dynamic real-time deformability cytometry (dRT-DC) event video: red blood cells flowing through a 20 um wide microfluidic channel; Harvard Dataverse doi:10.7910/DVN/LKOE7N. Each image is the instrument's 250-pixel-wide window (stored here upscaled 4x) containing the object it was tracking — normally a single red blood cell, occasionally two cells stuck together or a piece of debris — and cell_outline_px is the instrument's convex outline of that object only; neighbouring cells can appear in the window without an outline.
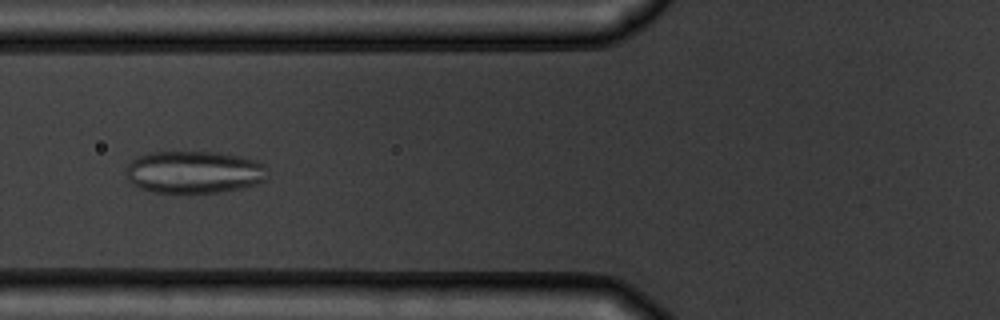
{"species": "common noctule bat (a hibernating species)", "species_latin": "Nyctalus noctula", "temperature_condition": "warm", "stored_images_in_passage": 8, "camera_frame_rate_fps": 3000, "um_per_image_px": 0.085, "animal": {"sex": "male", "body_mass_g": 19.5, "forearm_length_mm": 54.6}, "frame": {"image": 1, "passage_image": 6, "time_ms": 5.667, "image_size_px": [1000, 320], "cell_outline_px": [[268, 176], [264, 180], [256, 184], [240, 188], [220, 192], [156, 192], [140, 188], [132, 184], [128, 180], [124, 172], [128, 164], [132, 160], [140, 156], [152, 152], [216, 152], [256, 160], [264, 164]], "centroid_in_image_um": [16.48, 14.63], "position_along_channel_um": 109.3, "area_um2": 34.8}}